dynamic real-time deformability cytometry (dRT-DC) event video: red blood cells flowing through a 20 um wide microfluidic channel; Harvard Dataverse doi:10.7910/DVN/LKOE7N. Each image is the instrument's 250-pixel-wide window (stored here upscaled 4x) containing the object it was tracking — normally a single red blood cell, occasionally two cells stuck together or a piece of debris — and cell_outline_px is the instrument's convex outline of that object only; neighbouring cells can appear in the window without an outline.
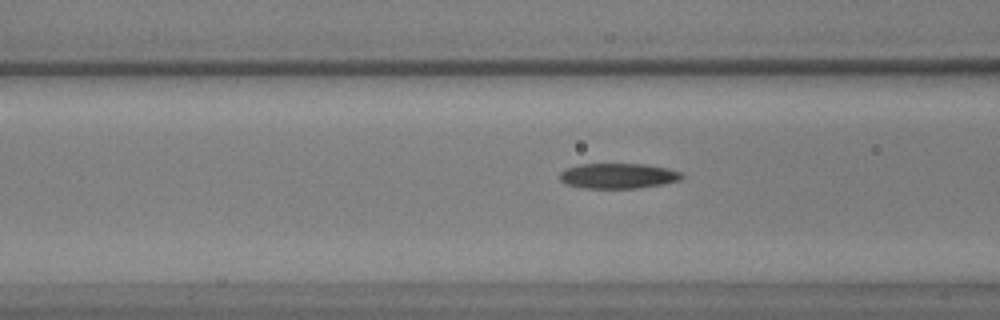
{"species": "common noctule bat (a hibernating species)", "species_latin": "Nyctalus noctula", "temperature_condition": "warm", "stored_images_in_passage": 31, "camera_frame_rate_fps": 3000, "um_per_image_px": 0.085, "animal": {"sex": "male", "body_mass_g": 17.9, "forearm_length_mm": 54.2}, "frame": {"image": 1, "passage_image": 14, "time_ms": 4.333, "image_size_px": [1000, 320], "cell_outline_px": [[684, 176], [680, 180], [664, 184], [636, 188], [584, 188], [564, 184], [560, 180], [560, 172], [564, 168], [580, 164], [644, 164], [668, 168], [680, 172]], "centroid_in_image_um": [52.51, 14.95], "position_along_channel_um": 114.1, "area_um2": 18.09}}
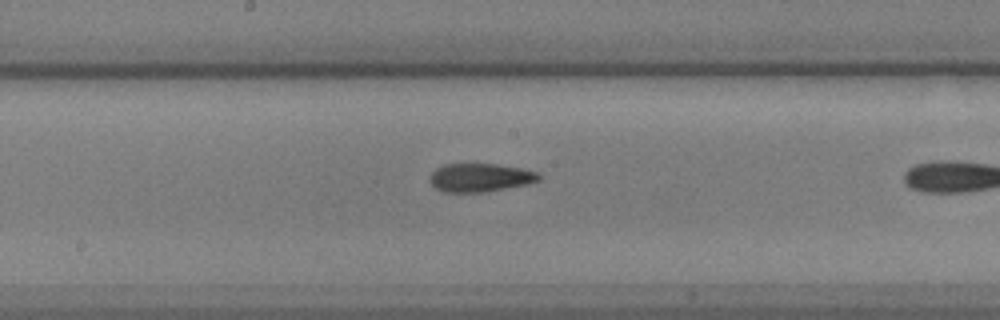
{"frame": {"image": 2, "passage_image": 22, "time_ms": 7.0, "image_size_px": [1000, 320], "cell_outline_px": [[540, 180], [528, 184], [488, 192], [444, 192], [436, 188], [428, 180], [432, 172], [436, 168], [444, 164], [496, 164], [520, 168], [540, 172]], "centroid_in_image_um": [40.83, 15.1], "position_along_channel_um": 207.4, "area_um2": 18.21}}
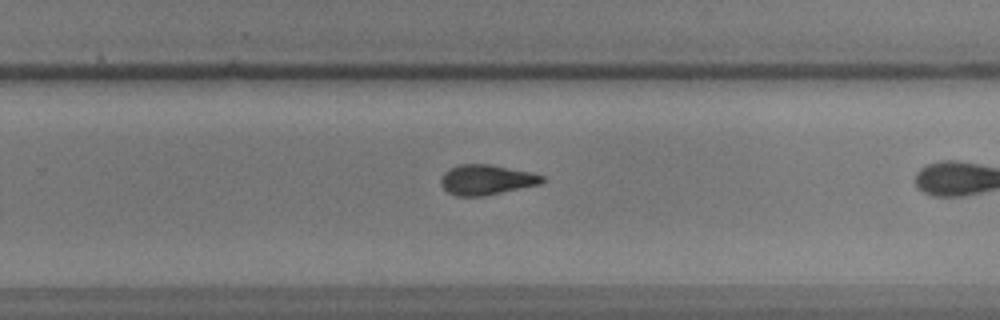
{"frame": {"image": 3, "passage_image": 29, "time_ms": 9.333, "image_size_px": [1000, 320], "cell_outline_px": [[544, 180], [540, 184], [484, 196], [456, 196], [448, 192], [440, 184], [440, 180], [444, 172], [460, 164], [488, 164], [532, 172], [544, 176]], "centroid_in_image_um": [41.34, 15.28], "position_along_channel_um": 288.5, "area_um2": 17.69}}